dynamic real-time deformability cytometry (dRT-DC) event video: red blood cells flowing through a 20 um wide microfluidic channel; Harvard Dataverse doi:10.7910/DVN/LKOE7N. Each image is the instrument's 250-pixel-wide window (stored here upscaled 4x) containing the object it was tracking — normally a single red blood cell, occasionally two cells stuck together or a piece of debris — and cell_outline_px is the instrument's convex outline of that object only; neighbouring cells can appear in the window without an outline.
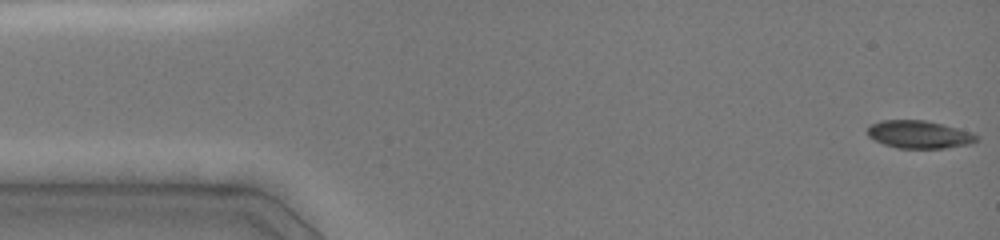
{"species": "common noctule bat (a hibernating species)", "species_latin": "Nyctalus noctula", "temperature_condition": "cold", "stored_images_in_passage": 55, "camera_frame_rate_fps": 3000, "um_per_image_px": 0.085, "animal": {"sex": "female", "body_mass_g": 19.0, "forearm_length_mm": 51.5}, "frame": {"image": 1, "passage_image": 1, "time_ms": 0.0, "image_size_px": [1000, 240], "cell_outline_px": [[980, 136], [976, 140], [968, 144], [944, 148], [896, 148], [884, 144], [868, 136], [868, 128], [872, 124], [880, 120], [924, 120], [944, 124], [972, 132]], "centroid_in_image_um": [78.14, 11.42], "position_along_channel_um": 6.9, "area_um2": 17.57}}
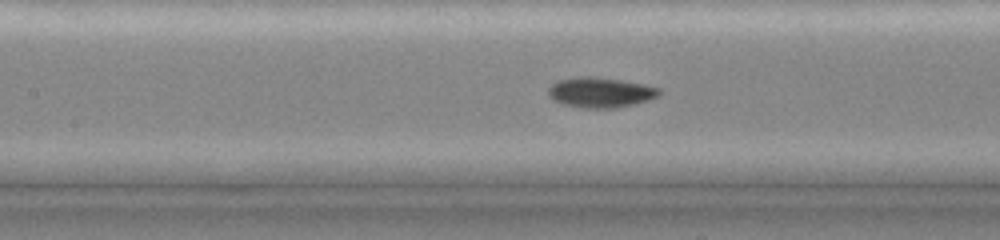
{"frame": {"image": 2, "passage_image": 20, "time_ms": 6.667, "image_size_px": [1000, 240], "cell_outline_px": [[660, 96], [648, 100], [616, 108], [584, 108], [564, 104], [552, 100], [548, 96], [548, 88], [556, 80], [580, 76], [592, 76], [620, 80], [644, 84], [660, 88]], "centroid_in_image_um": [51.01, 7.85], "position_along_channel_um": 156.4, "area_um2": 19.59}}
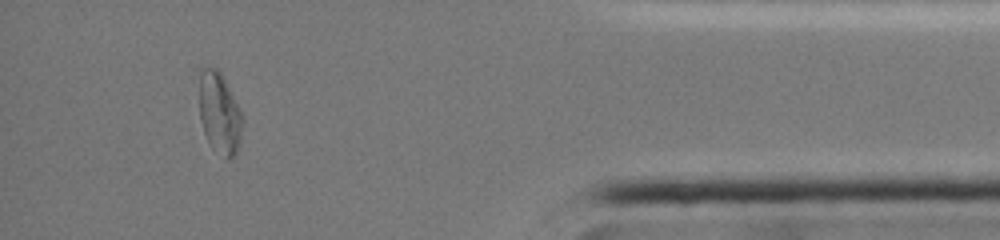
{"frame": {"image": 3, "passage_image": 49, "time_ms": 14.0, "image_size_px": [1000, 240], "cell_outline_px": [[244, 120], [240, 140], [236, 152], [228, 160], [212, 148], [208, 144], [200, 120], [196, 68], [204, 64], [216, 68], [220, 72], [240, 108]], "centroid_in_image_um": [18.59, 9.51], "position_along_channel_um": 416.6, "area_um2": 21.5}, "authors_computed_cell_mechanics": {"area_um2": 18.496, "velocity_mm_per_s": 4.0356, "shape_relaxation_time_tau1_ms": 5.7205, "shape_relaxation_time_tau2_ms": 2.0577, "deformation_change_tau1": 0.1842, "deformation_change_tau2": 0.0509}}